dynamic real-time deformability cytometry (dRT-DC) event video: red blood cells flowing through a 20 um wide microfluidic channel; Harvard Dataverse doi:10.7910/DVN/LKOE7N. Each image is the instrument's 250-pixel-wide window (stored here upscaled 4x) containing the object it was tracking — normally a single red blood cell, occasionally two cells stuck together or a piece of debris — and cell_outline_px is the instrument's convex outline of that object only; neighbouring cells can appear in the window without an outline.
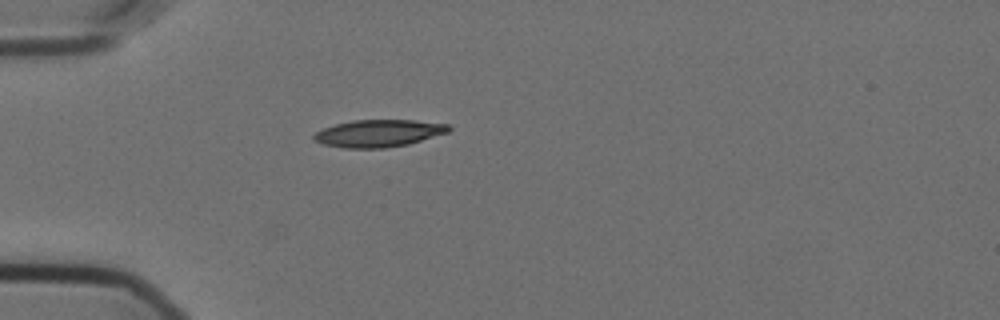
{"species": "Egyptian fruit bat (a non-hibernating species)", "species_latin": "Rousettus aegyptiacus", "temperature_condition": "cold", "stored_images_in_passage": 41, "camera_frame_rate_fps": 3000, "um_per_image_px": 0.085, "animal": {"sex": "female"}, "frame": {"image": 1, "passage_image": 1, "time_ms": 0.0, "image_size_px": [1000, 320], "cell_outline_px": [[452, 128], [448, 132], [408, 144], [384, 148], [344, 148], [324, 144], [316, 140], [312, 136], [316, 132], [324, 128], [336, 124], [352, 120], [416, 120], [448, 124]], "centroid_in_image_um": [32.2, 11.32], "position_along_channel_um": 52.8, "area_um2": 21.27}}
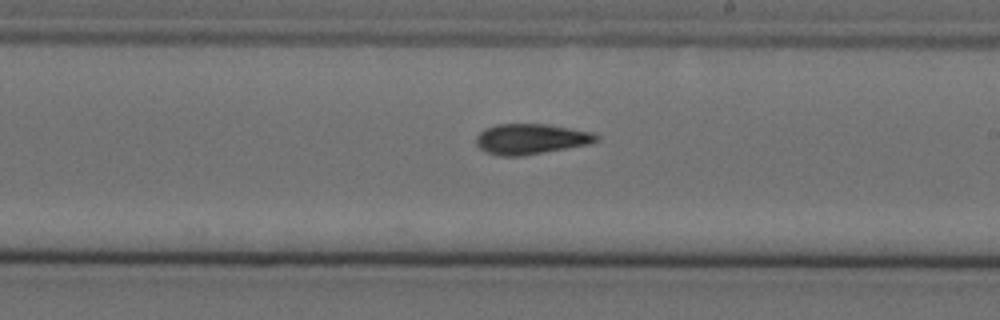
{"frame": {"image": 2, "passage_image": 18, "time_ms": 5.667, "image_size_px": [1000, 320], "cell_outline_px": [[600, 140], [592, 144], [520, 156], [500, 156], [484, 152], [476, 144], [476, 136], [484, 128], [496, 124], [548, 124], [592, 132], [600, 136]], "centroid_in_image_um": [45.14, 11.81], "position_along_channel_um": 243.9, "area_um2": 21.56}}
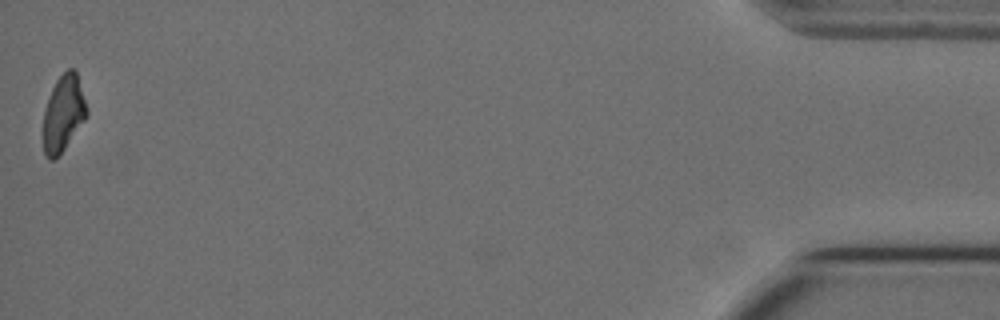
{"frame": {"image": 3, "passage_image": 41, "time_ms": 13.333, "image_size_px": [1000, 320], "cell_outline_px": [[88, 112], [84, 120], [64, 148], [52, 160], [48, 160], [44, 156], [44, 108], [52, 88], [56, 80], [68, 68], [76, 68], [88, 108]], "centroid_in_image_um": [5.4, 9.58], "position_along_channel_um": 429.8, "area_um2": 19.19}, "authors_computed_cell_mechanics": {"area_um2": 20.7502, "velocity_mm_per_s": 3.5774, "shape_relaxation_time_tau1_ms": 9.8393, "shape_relaxation_time_tau2_ms": 4.9454, "deformation_change_tau1": 0.2324, "deformation_change_tau2": 0.135}}